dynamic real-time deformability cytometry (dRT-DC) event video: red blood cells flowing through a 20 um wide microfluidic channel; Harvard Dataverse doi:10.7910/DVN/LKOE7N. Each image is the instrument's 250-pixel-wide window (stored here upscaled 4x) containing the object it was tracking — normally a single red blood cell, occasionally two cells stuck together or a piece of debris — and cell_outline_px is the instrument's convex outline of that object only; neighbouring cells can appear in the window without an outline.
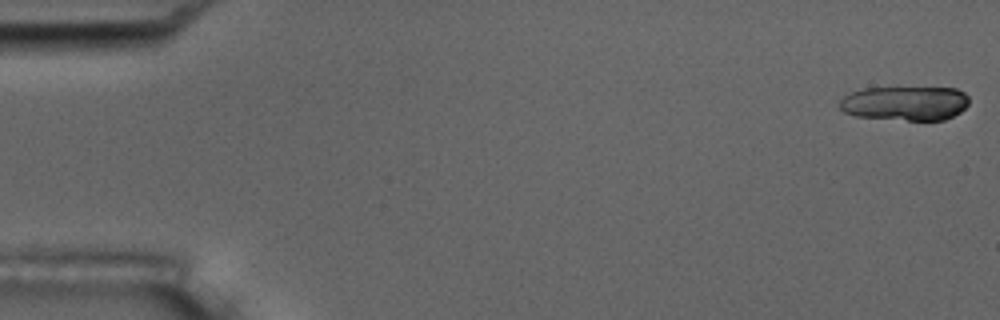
{"species": "common noctule bat (a hibernating species)", "species_latin": "Nyctalus noctula", "temperature_condition": "room temperature", "stored_images_in_passage": 7, "segment_of_instrument_passage": [1, 2], "camera_frame_rate_fps": 3000, "um_per_image_px": 0.085, "animal": {"sex": "male", "body_mass_g": 17.5, "forearm_length_mm": 52.3}, "frame": {"image": 1, "passage_image": 1, "time_ms": 0.0, "image_size_px": [1000, 320], "cell_outline_px": [[968, 104], [960, 112], [944, 120], [908, 120], [856, 116], [844, 112], [836, 104], [844, 96], [852, 92], [864, 88], [956, 88], [964, 92], [968, 96]], "centroid_in_image_um": [76.92, 8.78], "position_along_channel_um": 8.1, "area_um2": 25.89}}